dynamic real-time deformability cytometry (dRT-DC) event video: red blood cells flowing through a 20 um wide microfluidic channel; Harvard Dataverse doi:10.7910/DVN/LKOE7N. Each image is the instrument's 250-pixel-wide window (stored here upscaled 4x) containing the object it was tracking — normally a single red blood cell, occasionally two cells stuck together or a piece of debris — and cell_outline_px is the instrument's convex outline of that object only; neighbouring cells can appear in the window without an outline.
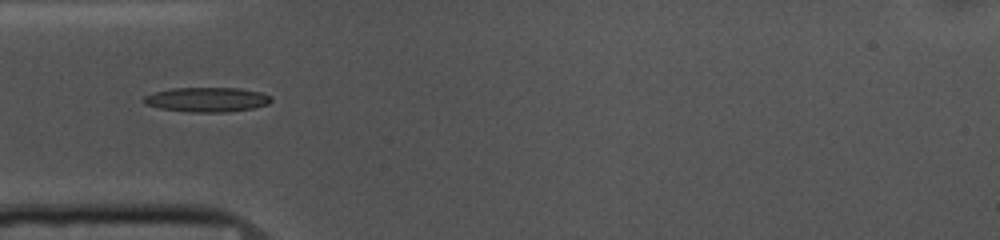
{"species": "common noctule bat (a hibernating species)", "species_latin": "Nyctalus noctula", "temperature_condition": "cold", "stored_images_in_passage": 37, "camera_frame_rate_fps": 3000, "um_per_image_px": 0.085, "animal": {"sex": "female", "body_mass_g": 10.0, "forearm_length_mm": 53.1}, "frame": {"image": 1, "passage_image": 1, "time_ms": 0.0, "image_size_px": [1000, 240], "cell_outline_px": [[272, 100], [268, 104], [252, 108], [228, 112], [188, 112], [160, 108], [144, 104], [144, 96], [156, 92], [172, 88], [240, 88], [260, 92], [272, 96]], "centroid_in_image_um": [17.61, 8.46], "position_along_channel_um": 67.4, "area_um2": 18.21}}
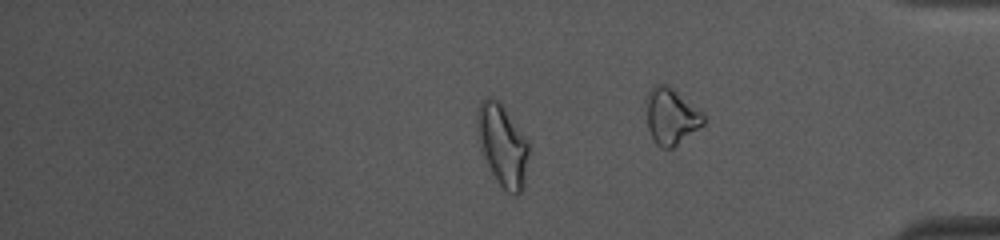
{"frame": {"image": 2, "passage_image": 27, "time_ms": 8.667, "image_size_px": [1000, 240], "cell_outline_px": [[532, 148], [524, 188], [516, 196], [508, 192], [500, 184], [492, 172], [484, 156], [480, 144], [476, 124], [476, 108], [488, 96], [492, 96], [500, 100], [528, 140]], "centroid_in_image_um": [42.77, 12.31], "position_along_channel_um": 392.4, "area_um2": 25.14}}